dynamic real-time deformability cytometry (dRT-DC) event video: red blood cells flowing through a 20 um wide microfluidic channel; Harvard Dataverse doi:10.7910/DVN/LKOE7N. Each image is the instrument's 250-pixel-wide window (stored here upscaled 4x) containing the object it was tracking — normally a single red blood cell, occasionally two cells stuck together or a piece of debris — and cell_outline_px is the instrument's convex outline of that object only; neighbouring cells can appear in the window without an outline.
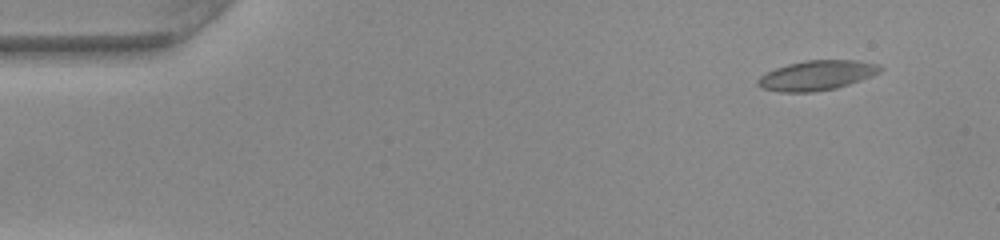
{"species": "common noctule bat (a hibernating species)", "species_latin": "Nyctalus noctula", "temperature_condition": "warm", "stored_images_in_passage": 10, "camera_frame_rate_fps": 3000, "um_per_image_px": 0.085, "animal": {"sex": "female", "body_mass_g": 22.0, "forearm_length_mm": 56.7}, "frame": {"image": 1, "passage_image": 4, "time_ms": 1.0, "image_size_px": [1000, 240], "cell_outline_px": [[884, 68], [880, 72], [872, 76], [836, 88], [812, 92], [780, 92], [764, 88], [756, 84], [756, 80], [760, 76], [776, 68], [788, 64], [808, 60], [856, 60], [880, 64]], "centroid_in_image_um": [69.45, 6.4], "position_along_channel_um": 15.5, "area_um2": 21.15}}